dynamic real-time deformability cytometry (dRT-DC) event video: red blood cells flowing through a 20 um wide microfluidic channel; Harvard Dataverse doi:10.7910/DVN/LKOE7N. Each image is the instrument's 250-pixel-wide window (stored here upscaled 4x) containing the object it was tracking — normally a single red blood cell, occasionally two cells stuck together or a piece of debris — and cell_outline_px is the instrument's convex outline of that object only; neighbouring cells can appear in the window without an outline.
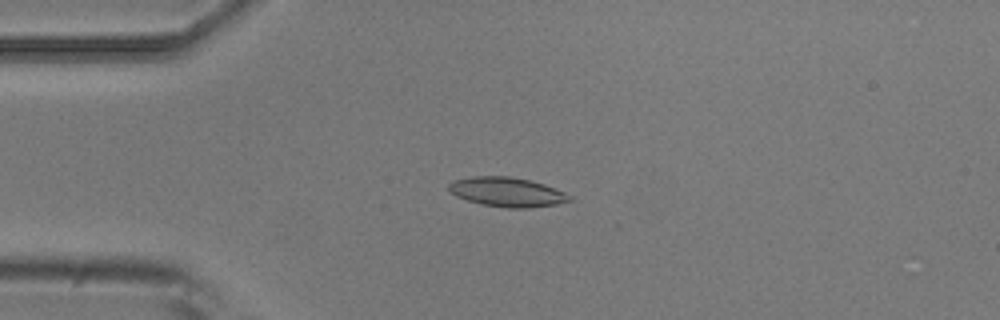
{"species": "common noctule bat (a hibernating species)", "species_latin": "Nyctalus noctula", "temperature_condition": "room temperature", "stored_images_in_passage": 53, "camera_frame_rate_fps": 3000, "um_per_image_px": 0.085, "animal": {"sex": "male", "body_mass_g": 20.5, "forearm_length_mm": 52.5}, "frame": {"image": 1, "passage_image": 12, "time_ms": 3.667, "image_size_px": [1000, 320], "cell_outline_px": [[572, 200], [556, 204], [528, 208], [508, 208], [484, 204], [468, 200], [456, 196], [448, 188], [448, 184], [452, 180], [472, 176], [508, 176], [528, 180], [544, 184], [564, 192], [572, 196]], "centroid_in_image_um": [43.09, 16.31], "position_along_channel_um": 41.9, "area_um2": 20.52}}
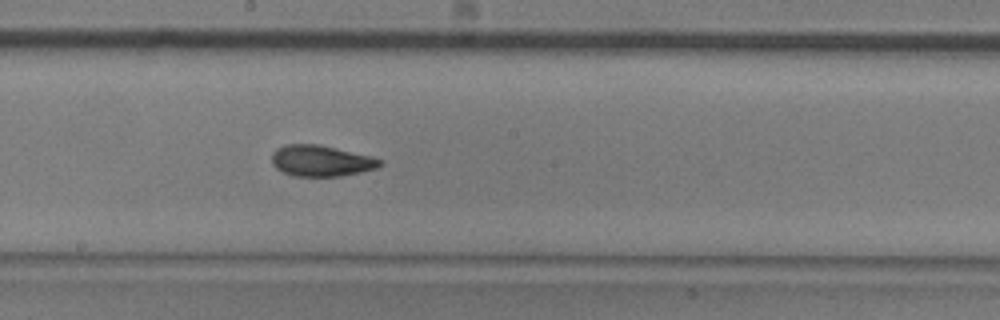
{"frame": {"image": 2, "passage_image": 28, "time_ms": 9.0, "image_size_px": [1000, 320], "cell_outline_px": [[384, 164], [376, 168], [360, 172], [340, 176], [292, 176], [276, 168], [272, 164], [272, 152], [276, 148], [284, 144], [320, 144], [384, 160]], "centroid_in_image_um": [27.26, 13.66], "position_along_channel_um": 220.9, "area_um2": 19.59}}
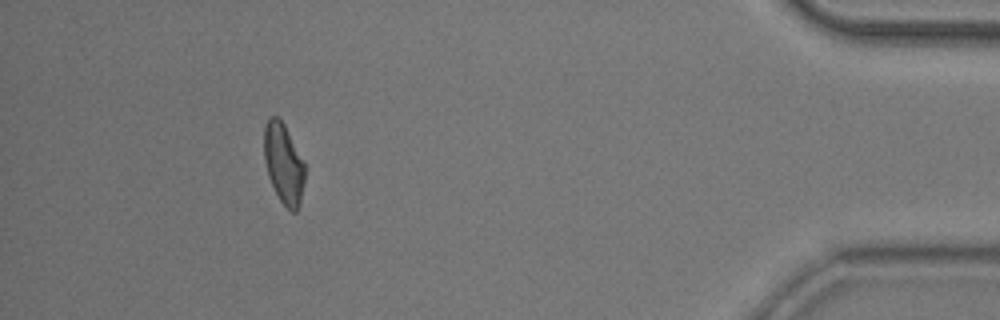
{"frame": {"image": 3, "passage_image": 48, "time_ms": 15.667, "image_size_px": [1000, 320], "cell_outline_px": [[304, 180], [300, 204], [296, 212], [292, 212], [280, 200], [268, 176], [264, 160], [264, 128], [268, 120], [272, 116], [276, 116], [284, 124], [304, 160]], "centroid_in_image_um": [24.11, 13.9], "position_along_channel_um": 411.1, "area_um2": 18.9}, "authors_computed_cell_mechanics": {"area_um2": 19.652, "velocity_mm_per_s": 3.7469, "shape_relaxation_time_tau1_ms": 5.112, "shape_relaxation_time_tau2_ms": 3.7292, "deformation_change_tau1": 0.1402, "deformation_change_tau2": 0.0855}}